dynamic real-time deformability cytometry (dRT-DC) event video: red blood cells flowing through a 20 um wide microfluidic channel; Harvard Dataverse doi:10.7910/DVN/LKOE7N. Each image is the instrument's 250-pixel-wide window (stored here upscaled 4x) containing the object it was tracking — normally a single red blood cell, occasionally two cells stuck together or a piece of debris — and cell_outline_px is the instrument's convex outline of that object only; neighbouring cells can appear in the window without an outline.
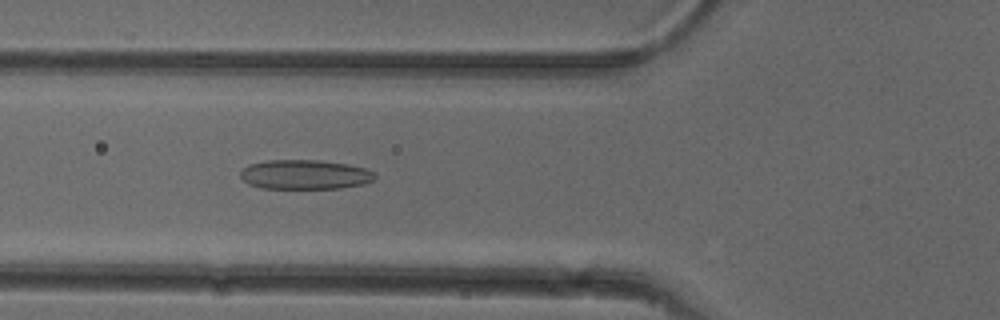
{"species": "common noctule bat (a hibernating species)", "species_latin": "Nyctalus noctula", "temperature_condition": "cold", "stored_images_in_passage": 52, "camera_frame_rate_fps": 3000, "um_per_image_px": 0.085, "animal": {"sex": "female"}, "frame": {"image": 1, "passage_image": 19, "time_ms": 6.0, "image_size_px": [1000, 320], "cell_outline_px": [[376, 176], [372, 180], [364, 184], [340, 188], [260, 188], [248, 184], [240, 176], [240, 172], [248, 164], [268, 160], [320, 160], [348, 164], [364, 168], [376, 172]], "centroid_in_image_um": [25.92, 14.83], "position_along_channel_um": 99.9, "area_um2": 23.18}}
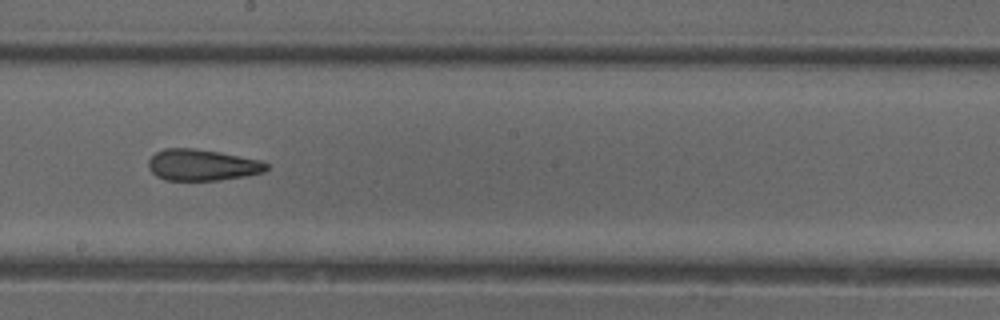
{"frame": {"image": 2, "passage_image": 29, "time_ms": 9.333, "image_size_px": [1000, 320], "cell_outline_px": [[268, 168], [264, 172], [244, 176], [220, 180], [164, 180], [156, 176], [148, 168], [148, 160], [156, 152], [164, 148], [192, 148], [220, 152], [264, 160], [268, 164]], "centroid_in_image_um": [17.2, 14.02], "position_along_channel_um": 231.0, "area_um2": 21.73}}
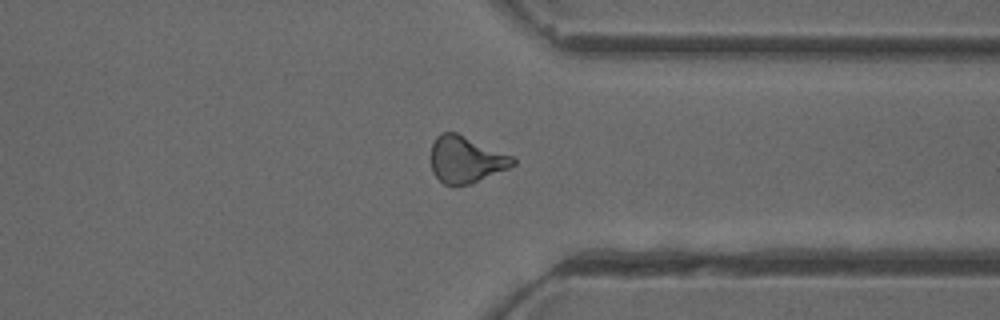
{"frame": {"image": 3, "passage_image": 40, "time_ms": 13.0, "image_size_px": [1000, 320], "cell_outline_px": [[516, 164], [508, 168], [468, 184], [444, 184], [432, 172], [432, 144], [436, 136], [440, 132], [456, 132], [516, 156]], "centroid_in_image_um": [39.64, 13.52], "position_along_channel_um": 371.8, "area_um2": 22.2}, "authors_computed_cell_mechanics": {"area_um2": 22.5709, "velocity_mm_per_s": 3.9144, "shape_relaxation_time_tau1_ms": null, "shape_relaxation_time_tau2_ms": 3.0186, "deformation_change_tau1": null, "deformation_change_tau2": 0.1123}}